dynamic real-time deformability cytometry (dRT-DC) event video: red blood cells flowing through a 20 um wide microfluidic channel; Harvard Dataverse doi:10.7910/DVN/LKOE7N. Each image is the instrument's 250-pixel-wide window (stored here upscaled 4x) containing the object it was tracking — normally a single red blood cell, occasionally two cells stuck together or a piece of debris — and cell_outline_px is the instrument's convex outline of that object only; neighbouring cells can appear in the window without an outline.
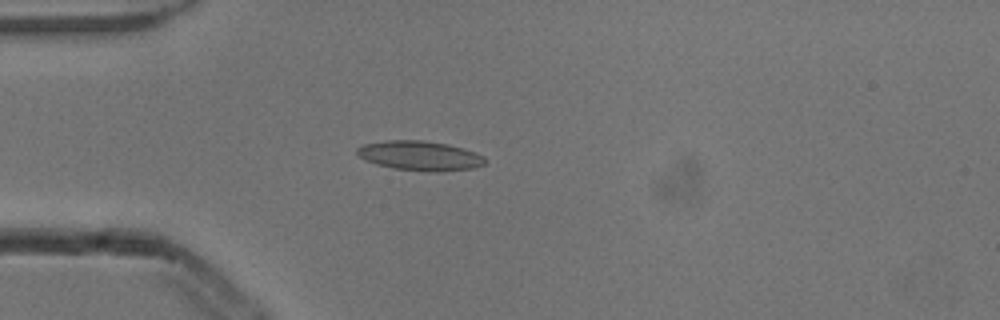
{"species": "common noctule bat (a hibernating species)", "species_latin": "Nyctalus noctula", "temperature_condition": "cold", "stored_images_in_passage": 5, "camera_frame_rate_fps": 3000, "um_per_image_px": 0.085, "animal": {"sex": "male", "body_mass_g": 13.3}, "frame": {"image": 1, "passage_image": 4, "time_ms": 1.0, "image_size_px": [1000, 320], "cell_outline_px": [[488, 160], [484, 164], [472, 168], [440, 172], [428, 172], [392, 168], [376, 164], [364, 160], [356, 152], [356, 148], [364, 144], [384, 140], [424, 140], [448, 144], [464, 148], [476, 152], [484, 156]], "centroid_in_image_um": [35.71, 13.23], "position_along_channel_um": 49.3, "area_um2": 22.37}}